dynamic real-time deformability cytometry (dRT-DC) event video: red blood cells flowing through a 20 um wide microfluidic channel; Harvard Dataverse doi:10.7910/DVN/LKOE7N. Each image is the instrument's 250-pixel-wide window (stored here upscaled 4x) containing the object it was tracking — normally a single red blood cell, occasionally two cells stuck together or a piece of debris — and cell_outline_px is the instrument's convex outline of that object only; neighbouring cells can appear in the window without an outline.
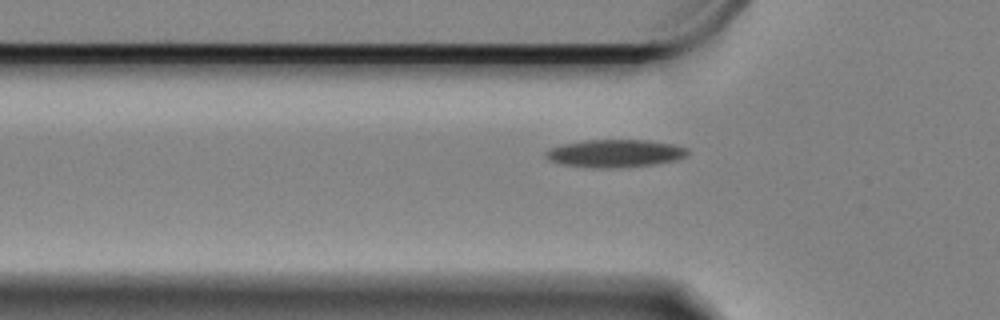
{"species": "Egyptian fruit bat (a non-hibernating species)", "species_latin": "Rousettus aegyptiacus", "temperature_condition": "cold", "stored_images_in_passage": 9, "camera_frame_rate_fps": 3000, "um_per_image_px": 0.085, "animal": {"sex": "female"}, "frame": {"image": 1, "passage_image": 2, "time_ms": 0.333, "image_size_px": [1000, 320], "cell_outline_px": [[688, 156], [676, 160], [656, 164], [608, 168], [592, 168], [560, 164], [548, 160], [544, 156], [544, 152], [548, 148], [560, 144], [584, 140], [648, 140], [672, 144], [688, 148]], "centroid_in_image_um": [52.23, 13.03], "position_along_channel_um": 73.6, "area_um2": 23.24}}
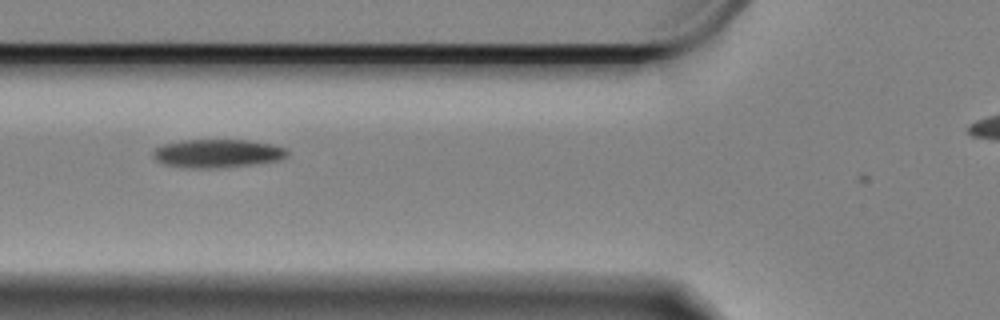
{"frame": {"image": 2, "passage_image": 5, "time_ms": 1.333, "image_size_px": [1000, 320], "cell_outline_px": [[288, 156], [280, 160], [224, 168], [192, 168], [164, 164], [156, 160], [152, 156], [152, 152], [156, 148], [164, 144], [180, 140], [248, 140], [272, 144], [288, 148]], "centroid_in_image_um": [18.51, 13.04], "position_along_channel_um": 107.3, "area_um2": 22.37}}
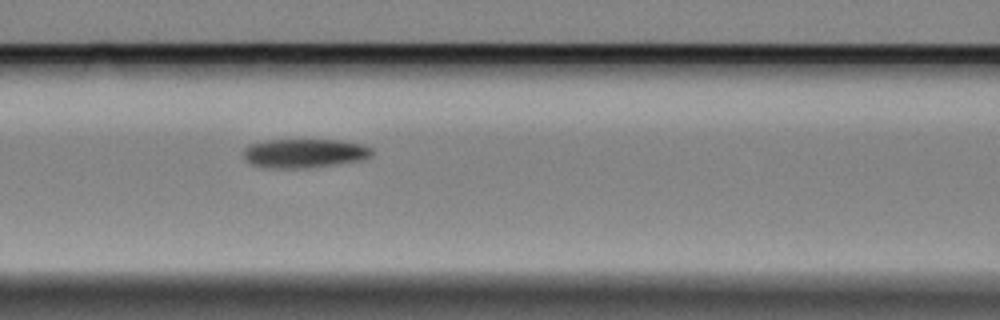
{"frame": {"image": 3, "passage_image": 8, "time_ms": 2.333, "image_size_px": [1000, 320], "cell_outline_px": [[372, 156], [364, 160], [304, 168], [268, 168], [252, 164], [244, 160], [244, 148], [248, 144], [268, 140], [340, 140], [364, 144], [372, 148]], "centroid_in_image_um": [25.88, 13.02], "position_along_channel_um": 140.7, "area_um2": 21.85}}